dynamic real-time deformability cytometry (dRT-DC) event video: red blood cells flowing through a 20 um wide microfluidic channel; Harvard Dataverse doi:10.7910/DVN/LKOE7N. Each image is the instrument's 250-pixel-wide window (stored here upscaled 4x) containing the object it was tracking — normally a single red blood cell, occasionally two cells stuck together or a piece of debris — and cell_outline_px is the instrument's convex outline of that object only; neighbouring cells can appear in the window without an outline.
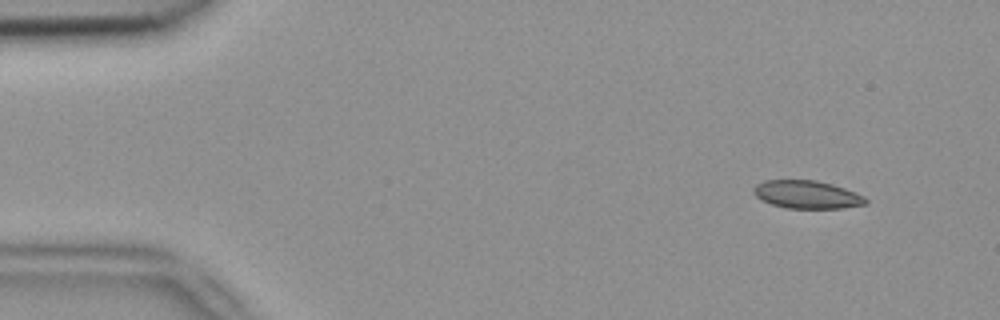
{"species": "common noctule bat (a hibernating species)", "species_latin": "Nyctalus noctula", "temperature_condition": "room temperature", "stored_images_in_passage": 3, "camera_frame_rate_fps": 3000, "um_per_image_px": 0.085, "animal": {"sex": "female", "body_mass_g": 18.4}, "frame": {"image": 1, "passage_image": 1, "time_ms": 0.0, "image_size_px": [1000, 320], "cell_outline_px": [[868, 204], [840, 208], [788, 208], [772, 204], [760, 200], [752, 192], [752, 188], [756, 184], [764, 180], [816, 180], [832, 184], [844, 188], [864, 196], [868, 200]], "centroid_in_image_um": [68.56, 16.53], "position_along_channel_um": 16.4, "area_um2": 18.32}}